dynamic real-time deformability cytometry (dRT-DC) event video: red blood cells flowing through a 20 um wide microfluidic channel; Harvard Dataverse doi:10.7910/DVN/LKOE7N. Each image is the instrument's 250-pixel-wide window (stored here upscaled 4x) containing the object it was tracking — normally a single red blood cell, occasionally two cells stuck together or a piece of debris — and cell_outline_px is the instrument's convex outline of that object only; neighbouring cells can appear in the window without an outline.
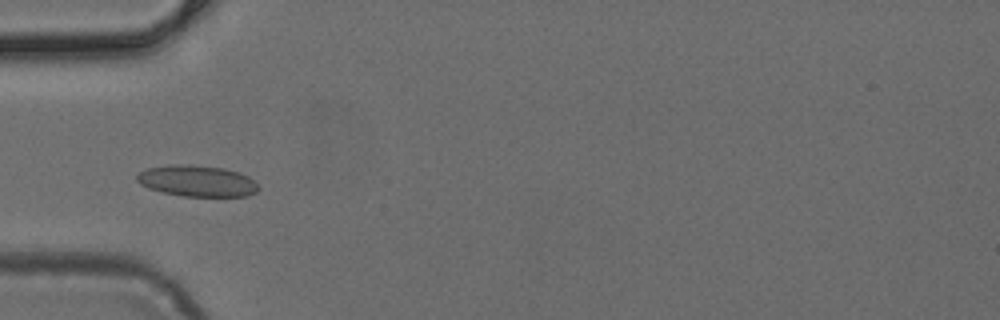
{"species": "common noctule bat (a hibernating species)", "species_latin": "Nyctalus noctula", "temperature_condition": "cold", "stored_images_in_passage": 4, "camera_frame_rate_fps": 3000, "um_per_image_px": 0.085, "animal": {"sex": "female", "body_mass_g": 24.6, "forearm_length_mm": 56.2}, "frame": {"image": 1, "passage_image": 3, "time_ms": 0.667, "image_size_px": [1000, 320], "cell_outline_px": [[260, 188], [256, 192], [248, 196], [184, 196], [164, 192], [148, 188], [140, 184], [136, 180], [136, 176], [140, 172], [148, 168], [168, 164], [188, 164], [224, 168], [240, 172], [248, 176]], "centroid_in_image_um": [16.75, 15.37], "position_along_channel_um": 68.3, "area_um2": 22.14}}
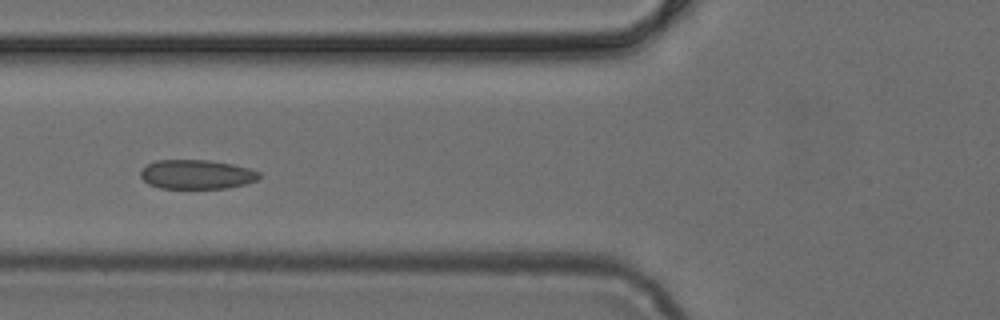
{"frame": {"image": 2, "passage_image": 4, "time_ms": 1.0, "image_size_px": [1000, 320], "cell_outline_px": [[260, 176], [256, 180], [244, 184], [228, 188], [160, 188], [148, 184], [140, 176], [140, 172], [148, 164], [156, 160], [208, 160], [232, 164], [248, 168], [260, 172]], "centroid_in_image_um": [16.71, 14.82], "position_along_channel_um": 109.1, "area_um2": 20.11}}